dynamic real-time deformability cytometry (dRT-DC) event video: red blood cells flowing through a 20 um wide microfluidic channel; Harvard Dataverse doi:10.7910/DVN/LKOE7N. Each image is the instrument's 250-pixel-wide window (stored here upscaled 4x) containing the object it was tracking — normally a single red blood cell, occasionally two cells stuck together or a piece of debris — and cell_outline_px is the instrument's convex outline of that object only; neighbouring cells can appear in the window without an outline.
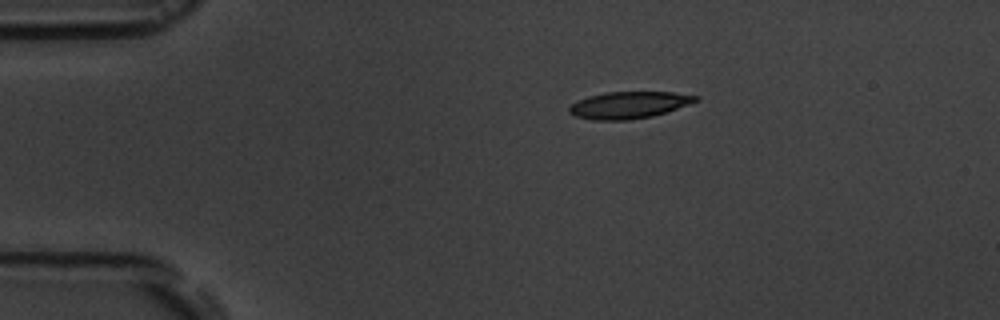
{"species": "common noctule bat (a hibernating species)", "species_latin": "Nyctalus noctula", "temperature_condition": "room temperature", "stored_images_in_passage": 5, "camera_frame_rate_fps": 3000, "um_per_image_px": 0.085, "animal": {"sex": "male", "body_mass_g": 19.5, "forearm_length_mm": 54.6}, "frame": {"image": 1, "passage_image": 1, "time_ms": 0.0, "image_size_px": [1000, 320], "cell_outline_px": [[700, 100], [652, 116], [628, 120], [592, 120], [572, 116], [568, 112], [568, 108], [572, 104], [588, 96], [604, 92], [672, 92], [700, 96]], "centroid_in_image_um": [53.42, 8.93], "position_along_channel_um": 31.6, "area_um2": 19.77}}
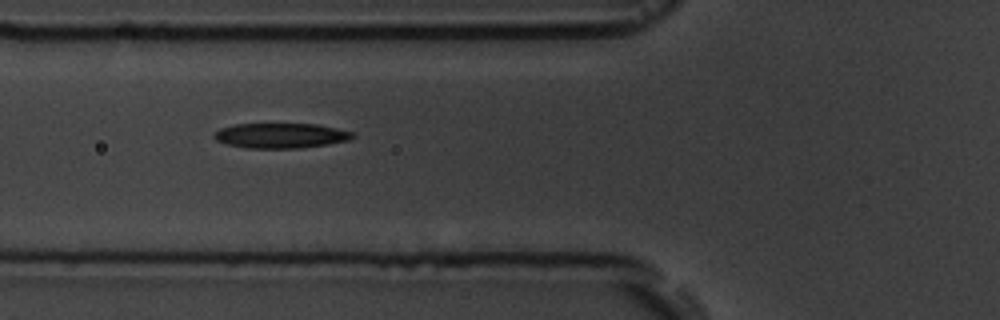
{"frame": {"image": 2, "passage_image": 4, "time_ms": 3.333, "image_size_px": [1000, 320], "cell_outline_px": [[356, 136], [348, 140], [328, 144], [300, 148], [244, 148], [224, 144], [216, 140], [212, 136], [220, 128], [236, 124], [316, 124], [336, 128], [352, 132]], "centroid_in_image_um": [23.83, 11.53], "position_along_channel_um": 102.0, "area_um2": 20.23}}
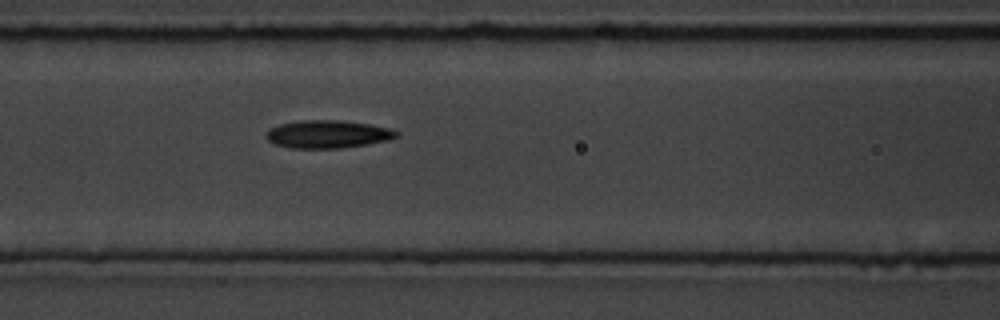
{"frame": {"image": 3, "passage_image": 5, "time_ms": 4.333, "image_size_px": [1000, 320], "cell_outline_px": [[400, 136], [388, 140], [368, 144], [340, 148], [292, 148], [276, 144], [268, 140], [264, 136], [264, 132], [268, 128], [280, 124], [296, 120], [336, 120], [368, 124], [392, 128], [400, 132]], "centroid_in_image_um": [27.85, 11.4], "position_along_channel_um": 138.8, "area_um2": 21.39}}